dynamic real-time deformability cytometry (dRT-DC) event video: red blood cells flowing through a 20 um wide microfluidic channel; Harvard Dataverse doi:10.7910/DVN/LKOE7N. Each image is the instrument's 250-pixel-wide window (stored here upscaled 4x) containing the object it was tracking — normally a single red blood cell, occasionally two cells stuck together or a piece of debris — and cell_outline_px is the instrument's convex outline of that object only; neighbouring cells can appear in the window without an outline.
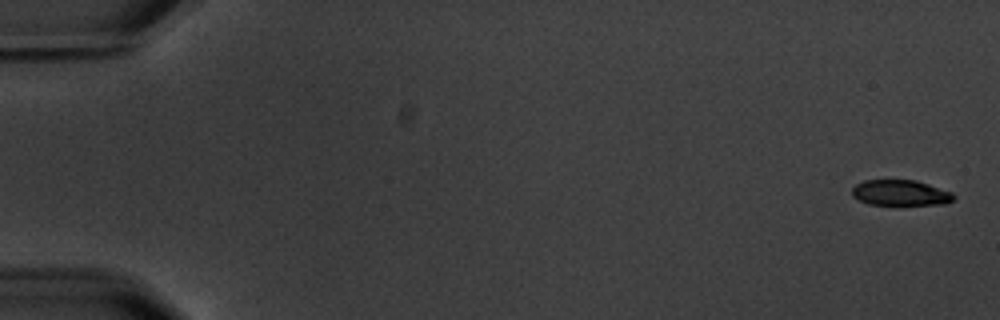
{"species": "common noctule bat (a hibernating species)", "species_latin": "Nyctalus noctula", "temperature_condition": "warm", "stored_images_in_passage": 6, "camera_frame_rate_fps": 3000, "um_per_image_px": 0.085, "animal": {"sex": "male", "body_mass_g": 20.1, "forearm_length_mm": 53.5}, "frame": {"image": 1, "passage_image": 1, "time_ms": 0.0, "image_size_px": [1000, 320], "cell_outline_px": [[956, 196], [952, 200], [944, 204], [868, 204], [852, 196], [852, 188], [856, 184], [864, 180], [916, 180], [952, 192]], "centroid_in_image_um": [76.53, 16.38], "position_along_channel_um": 8.5, "area_um2": 15.03}}
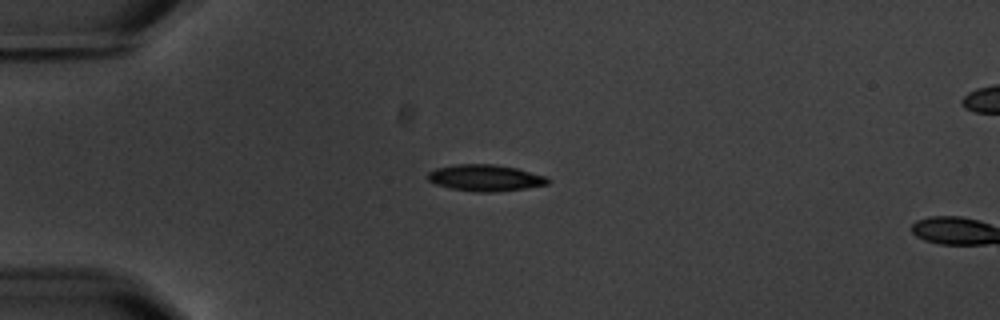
{"frame": {"image": 2, "passage_image": 5, "time_ms": 4.667, "image_size_px": [1000, 320], "cell_outline_px": [[548, 184], [524, 188], [492, 192], [476, 192], [452, 188], [436, 184], [428, 180], [428, 172], [436, 168], [456, 164], [492, 164], [516, 168], [548, 176]], "centroid_in_image_um": [41.25, 15.11], "position_along_channel_um": 43.8, "area_um2": 18.32}}